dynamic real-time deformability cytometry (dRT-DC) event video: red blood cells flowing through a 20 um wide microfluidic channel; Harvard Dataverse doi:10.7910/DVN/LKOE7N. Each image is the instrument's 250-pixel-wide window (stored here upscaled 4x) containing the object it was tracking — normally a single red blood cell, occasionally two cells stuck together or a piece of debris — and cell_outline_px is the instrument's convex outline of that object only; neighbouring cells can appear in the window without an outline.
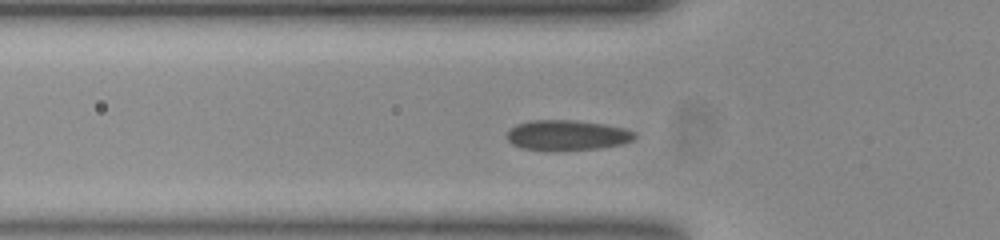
{"species": "common noctule bat (a hibernating species)", "species_latin": "Nyctalus noctula", "temperature_condition": "room temperature", "stored_images_in_passage": 42, "camera_frame_rate_fps": 3000, "um_per_image_px": 0.085, "animal": {"sex": "female", "body_mass_g": 23.0, "forearm_length_mm": 53.4}, "frame": {"image": 1, "passage_image": 13, "time_ms": 4.0, "image_size_px": [1000, 240], "cell_outline_px": [[636, 136], [632, 140], [624, 144], [596, 148], [552, 152], [520, 148], [512, 144], [508, 140], [508, 132], [516, 124], [532, 120], [576, 120], [604, 124], [624, 128], [636, 132]], "centroid_in_image_um": [48.2, 11.51], "position_along_channel_um": 77.6, "area_um2": 22.83}}
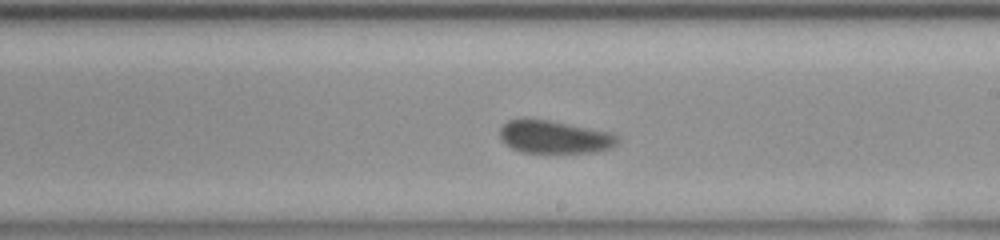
{"frame": {"image": 2, "passage_image": 26, "time_ms": 8.333, "image_size_px": [1000, 240], "cell_outline_px": [[620, 140], [616, 144], [608, 148], [596, 152], [520, 152], [512, 148], [500, 140], [500, 128], [508, 120], [548, 120], [608, 132], [620, 136]], "centroid_in_image_um": [47.12, 11.66], "position_along_channel_um": 241.9, "area_um2": 22.08}}
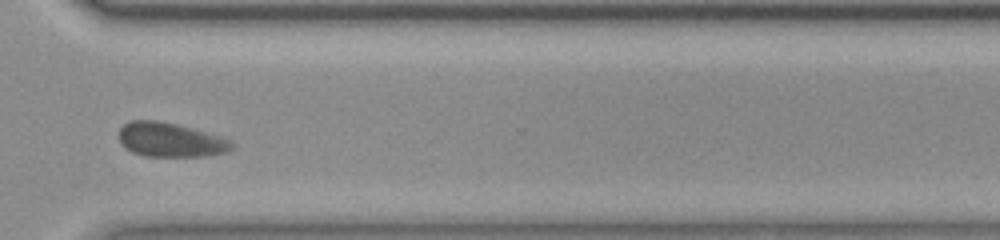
{"frame": {"image": 3, "passage_image": 35, "time_ms": 11.333, "image_size_px": [1000, 240], "cell_outline_px": [[236, 144], [232, 148], [224, 152], [204, 156], [144, 156], [132, 152], [124, 148], [120, 144], [120, 128], [128, 120], [160, 120], [176, 124], [220, 136], [232, 140]], "centroid_in_image_um": [14.46, 11.88], "position_along_channel_um": 356.1, "area_um2": 22.6}}